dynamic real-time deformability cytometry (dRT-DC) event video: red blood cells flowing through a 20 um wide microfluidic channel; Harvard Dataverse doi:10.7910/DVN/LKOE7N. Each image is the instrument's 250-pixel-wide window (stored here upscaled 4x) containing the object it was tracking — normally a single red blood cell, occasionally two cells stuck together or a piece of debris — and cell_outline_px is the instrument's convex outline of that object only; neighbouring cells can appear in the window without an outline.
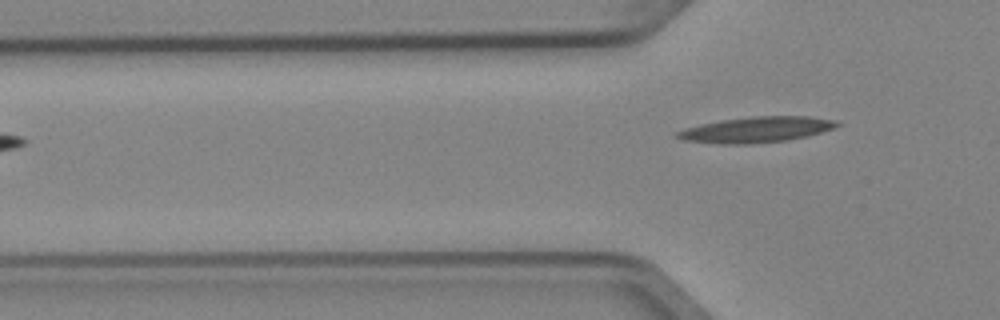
{"species": "Egyptian fruit bat (a non-hibernating species)", "species_latin": "Rousettus aegyptiacus", "temperature_condition": "cold", "stored_images_in_passage": 4, "camera_frame_rate_fps": 3000, "um_per_image_px": 0.085, "animal": {"sex": "female"}, "frame": {"image": 1, "passage_image": 4, "time_ms": 1.0, "image_size_px": [1000, 320], "cell_outline_px": [[840, 124], [832, 128], [820, 132], [804, 136], [784, 140], [752, 144], [720, 144], [684, 140], [672, 136], [676, 132], [684, 128], [700, 124], [720, 120], [752, 116], [808, 116], [836, 120]], "centroid_in_image_um": [64.21, 11.01], "position_along_channel_um": 61.6, "area_um2": 23.81}}